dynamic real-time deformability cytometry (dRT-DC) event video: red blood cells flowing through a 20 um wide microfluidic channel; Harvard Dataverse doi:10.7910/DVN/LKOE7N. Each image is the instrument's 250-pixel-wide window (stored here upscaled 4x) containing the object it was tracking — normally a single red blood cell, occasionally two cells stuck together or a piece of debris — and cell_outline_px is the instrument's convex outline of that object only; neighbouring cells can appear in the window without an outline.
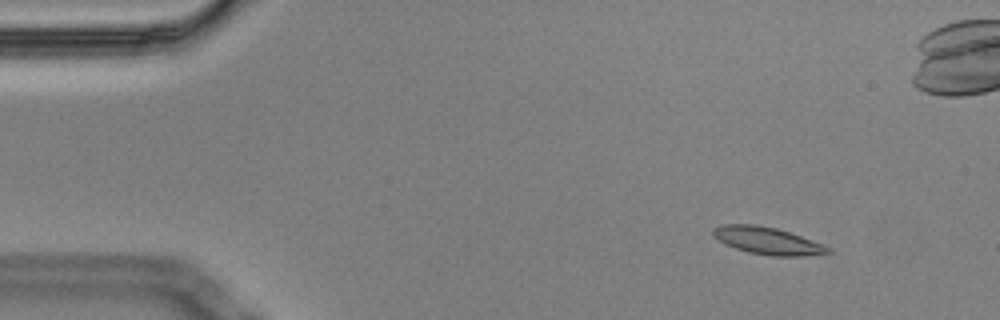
{"species": "Egyptian fruit bat (a non-hibernating species)", "species_latin": "Rousettus aegyptiacus", "temperature_condition": "cold", "stored_images_in_passage": 55, "segment_of_instrument_passage": [1, 2], "camera_frame_rate_fps": 3000, "um_per_image_px": 0.085, "animal": {"sex": "male"}, "frame": {"image": 1, "passage_image": 3, "time_ms": 0.667, "image_size_px": [1000, 320], "cell_outline_px": [[832, 252], [804, 256], [772, 256], [748, 252], [724, 244], [712, 236], [712, 228], [724, 224], [756, 224], [776, 228], [800, 236], [832, 248]], "centroid_in_image_um": [65.19, 20.46], "position_along_channel_um": 19.8, "area_um2": 18.21}}
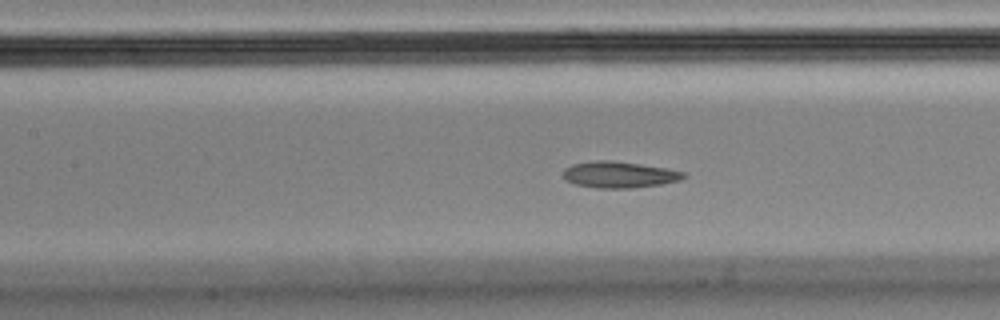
{"frame": {"image": 2, "passage_image": 22, "time_ms": 7.0, "image_size_px": [1000, 320], "cell_outline_px": [[688, 176], [680, 180], [660, 184], [632, 188], [596, 188], [576, 184], [564, 180], [564, 168], [572, 164], [596, 160], [612, 160], [640, 164], [664, 168], [684, 172]], "centroid_in_image_um": [52.61, 14.84], "position_along_channel_um": 154.8, "area_um2": 18.44}}
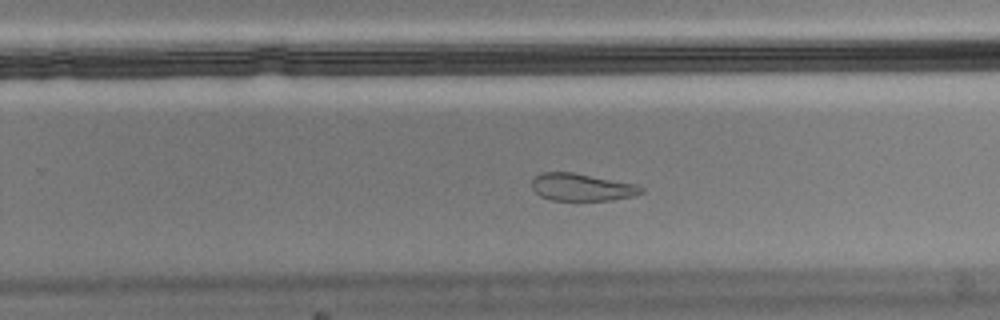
{"frame": {"image": 3, "passage_image": 33, "time_ms": 10.667, "image_size_px": [1000, 320], "cell_outline_px": [[644, 192], [632, 196], [612, 200], [552, 200], [540, 196], [532, 188], [532, 180], [540, 172], [572, 172], [636, 184], [644, 188]], "centroid_in_image_um": [49.45, 15.91], "position_along_channel_um": 280.4, "area_um2": 17.4}}